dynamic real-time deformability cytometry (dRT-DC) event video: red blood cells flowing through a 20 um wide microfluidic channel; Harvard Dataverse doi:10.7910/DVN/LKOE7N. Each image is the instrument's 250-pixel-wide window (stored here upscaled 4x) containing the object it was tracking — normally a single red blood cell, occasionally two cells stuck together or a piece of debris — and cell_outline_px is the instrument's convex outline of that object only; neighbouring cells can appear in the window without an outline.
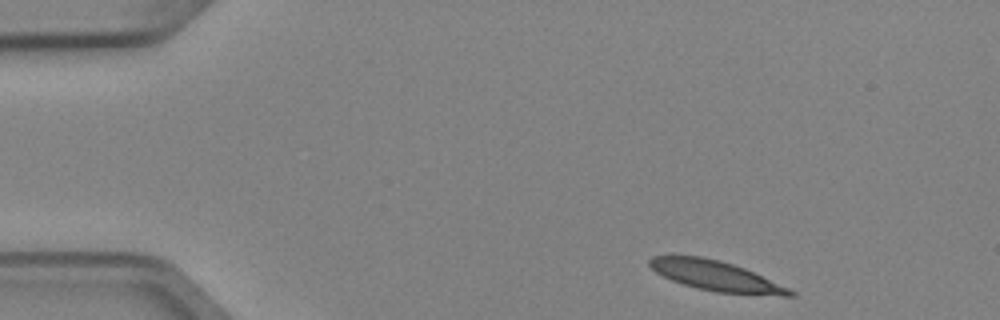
{"species": "Egyptian fruit bat (a non-hibernating species)", "species_latin": "Rousettus aegyptiacus", "temperature_condition": "cold", "stored_images_in_passage": 3, "camera_frame_rate_fps": 3000, "um_per_image_px": 0.085, "animal": {"sex": "female"}, "frame": {"image": 1, "passage_image": 1, "time_ms": 0.0, "image_size_px": [1000, 320], "cell_outline_px": [[796, 296], [780, 296], [716, 292], [696, 288], [672, 280], [656, 272], [648, 264], [648, 260], [652, 256], [700, 256], [720, 260], [744, 268], [788, 288], [796, 292]], "centroid_in_image_um": [60.85, 23.46], "position_along_channel_um": 24.1, "area_um2": 24.28}}